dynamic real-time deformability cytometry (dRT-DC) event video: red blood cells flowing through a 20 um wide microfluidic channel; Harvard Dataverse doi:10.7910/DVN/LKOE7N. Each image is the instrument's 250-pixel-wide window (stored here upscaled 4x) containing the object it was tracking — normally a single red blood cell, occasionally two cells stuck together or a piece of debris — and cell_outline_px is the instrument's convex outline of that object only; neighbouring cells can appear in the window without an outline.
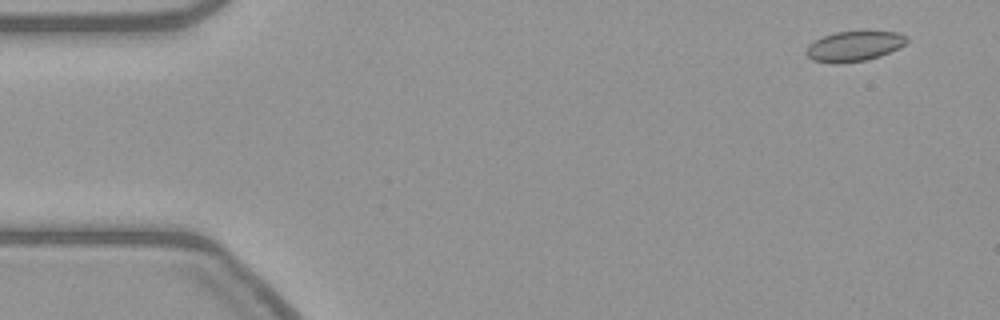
{"species": "common noctule bat (a hibernating species)", "species_latin": "Nyctalus noctula", "temperature_condition": "warm", "stored_images_in_passage": 18, "camera_frame_rate_fps": 3000, "um_per_image_px": 0.085, "animal": {"sex": "female", "body_mass_g": 21.9}, "frame": {"image": 1, "passage_image": 2, "time_ms": 0.333, "image_size_px": [1000, 320], "cell_outline_px": [[908, 40], [900, 48], [880, 56], [868, 60], [836, 64], [812, 60], [804, 52], [808, 44], [824, 36], [836, 32], [900, 32], [908, 36]], "centroid_in_image_um": [72.61, 3.94], "position_along_channel_um": 12.4, "area_um2": 17.69}}
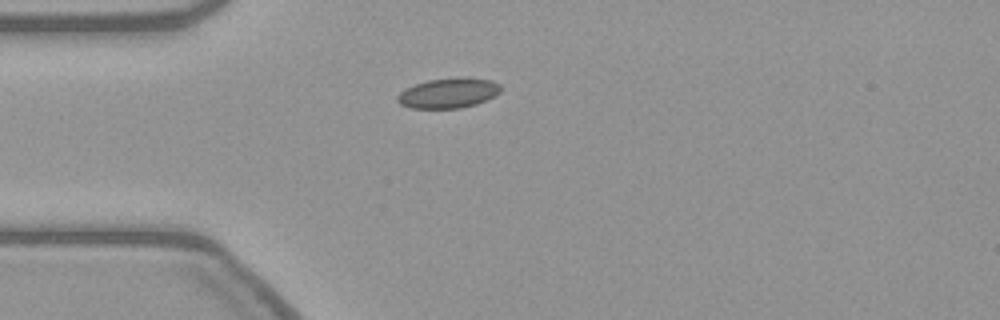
{"frame": {"image": 2, "passage_image": 13, "time_ms": 4.0, "image_size_px": [1000, 320], "cell_outline_px": [[500, 92], [496, 96], [476, 104], [460, 108], [412, 108], [400, 104], [396, 100], [396, 96], [400, 92], [416, 84], [428, 80], [456, 76], [464, 76], [492, 80], [500, 84]], "centroid_in_image_um": [38.15, 7.89], "position_along_channel_um": 46.8, "area_um2": 18.32}}
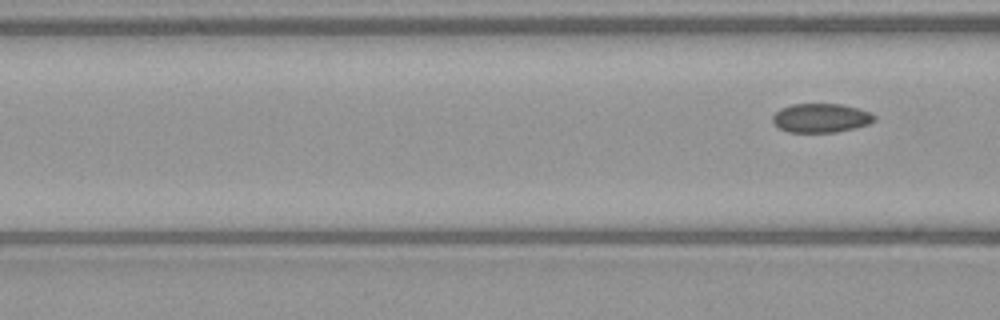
{"frame": {"image": 3, "passage_image": 18, "time_ms": 5.667, "image_size_px": [1000, 320], "cell_outline_px": [[876, 120], [868, 124], [856, 128], [836, 132], [788, 132], [780, 128], [772, 120], [772, 116], [780, 108], [792, 104], [840, 104], [860, 108], [872, 112], [876, 116]], "centroid_in_image_um": [69.83, 10.02], "position_along_channel_um": 96.8, "area_um2": 17.34}}